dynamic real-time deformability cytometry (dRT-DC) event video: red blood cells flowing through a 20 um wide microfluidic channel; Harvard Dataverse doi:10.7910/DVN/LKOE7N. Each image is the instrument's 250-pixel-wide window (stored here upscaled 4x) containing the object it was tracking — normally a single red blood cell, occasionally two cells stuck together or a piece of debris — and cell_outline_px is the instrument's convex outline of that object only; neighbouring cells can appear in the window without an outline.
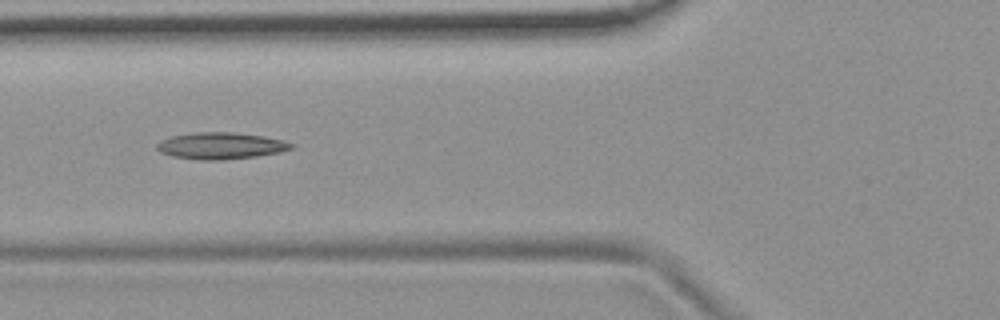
{"species": "common noctule bat (a hibernating species)", "species_latin": "Nyctalus noctula", "temperature_condition": "room temperature", "stored_images_in_passage": 7, "camera_frame_rate_fps": 3000, "um_per_image_px": 0.085, "animal": {"sex": "female", "body_mass_g": 19.9}, "frame": {"image": 1, "passage_image": 6, "time_ms": 1.667, "image_size_px": [1000, 320], "cell_outline_px": [[296, 148], [280, 152], [256, 156], [224, 160], [200, 160], [172, 156], [160, 152], [156, 148], [156, 144], [160, 140], [172, 136], [192, 132], [232, 132], [264, 136], [284, 140], [296, 144]], "centroid_in_image_um": [18.8, 12.39], "position_along_channel_um": 107.0, "area_um2": 21.15}}
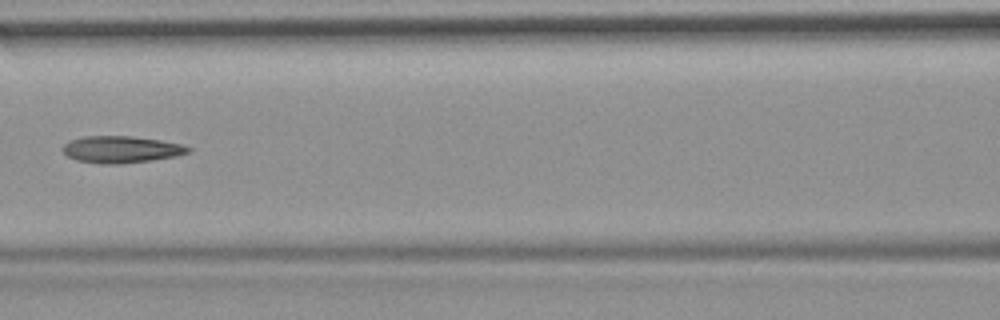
{"frame": {"image": 2, "passage_image": 7, "time_ms": 2.0, "image_size_px": [1000, 320], "cell_outline_px": [[192, 148], [188, 152], [176, 156], [152, 160], [120, 164], [100, 164], [76, 160], [68, 156], [60, 148], [68, 140], [84, 136], [132, 136], [160, 140], [180, 144]], "centroid_in_image_um": [10.25, 12.7], "position_along_channel_um": 156.3, "area_um2": 19.71}}